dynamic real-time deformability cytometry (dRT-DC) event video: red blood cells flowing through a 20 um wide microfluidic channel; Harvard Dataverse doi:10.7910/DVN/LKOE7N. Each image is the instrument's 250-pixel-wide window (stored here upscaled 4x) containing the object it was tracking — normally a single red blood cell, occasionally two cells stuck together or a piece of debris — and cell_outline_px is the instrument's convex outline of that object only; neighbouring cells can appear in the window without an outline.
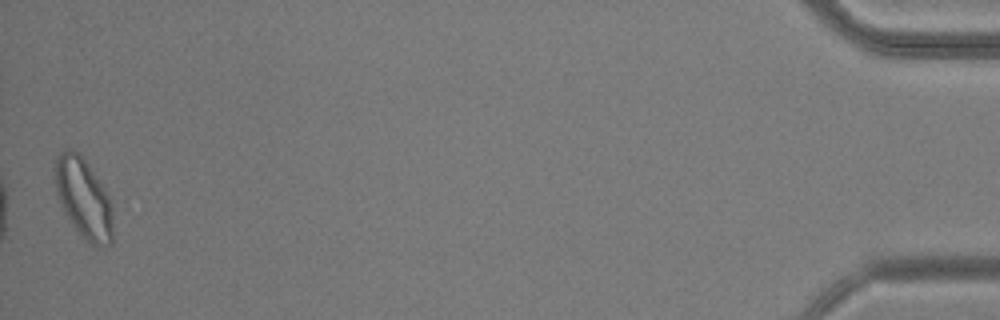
{"species": "common noctule bat (a hibernating species)", "species_latin": "Nyctalus noctula", "temperature_condition": "warm", "stored_images_in_passage": 40, "camera_frame_rate_fps": 3000, "um_per_image_px": 0.085, "animal": {"sex": "male", "body_mass_g": 20.5, "forearm_length_mm": 52.5}, "frame": {"image": 1, "passage_image": 40, "time_ms": 13.0, "image_size_px": [1000, 320], "cell_outline_px": [[112, 244], [96, 248], [80, 236], [64, 212], [56, 192], [52, 168], [56, 156], [64, 148], [68, 148], [80, 152], [104, 188], [112, 204]], "centroid_in_image_um": [7.07, 16.83], "position_along_channel_um": 428.1, "area_um2": 27.63}}